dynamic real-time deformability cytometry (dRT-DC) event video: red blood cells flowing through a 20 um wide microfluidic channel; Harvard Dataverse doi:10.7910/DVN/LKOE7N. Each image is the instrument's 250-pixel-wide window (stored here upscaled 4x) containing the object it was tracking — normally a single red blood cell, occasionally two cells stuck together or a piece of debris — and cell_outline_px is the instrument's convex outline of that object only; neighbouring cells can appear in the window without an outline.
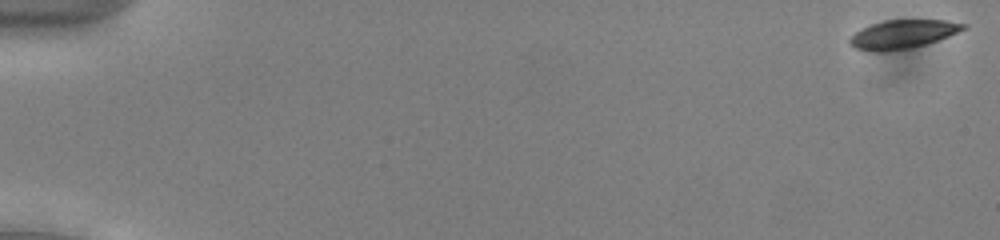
{"species": "common noctule bat (a hibernating species)", "species_latin": "Nyctalus noctula", "temperature_condition": "cold", "stored_images_in_passage": 54, "camera_frame_rate_fps": 3000, "um_per_image_px": 0.085, "animal": {"sex": "male", "body_mass_g": 13.0, "forearm_length_mm": 53.1}, "frame": {"image": 1, "passage_image": 1, "time_ms": 0.0, "image_size_px": [1000, 240], "cell_outline_px": [[964, 28], [956, 32], [936, 40], [924, 44], [904, 48], [856, 48], [848, 40], [856, 32], [872, 24], [888, 20], [944, 20], [964, 24]], "centroid_in_image_um": [76.77, 2.84], "position_along_channel_um": 8.2, "area_um2": 17.28}}
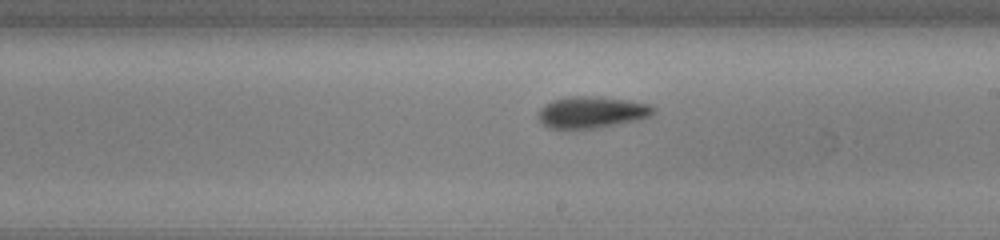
{"frame": {"image": 2, "passage_image": 32, "time_ms": 10.333, "image_size_px": [1000, 240], "cell_outline_px": [[652, 112], [648, 116], [588, 128], [552, 128], [544, 124], [540, 120], [540, 112], [548, 104], [556, 100], [620, 100], [644, 104], [652, 108]], "centroid_in_image_um": [50.23, 9.61], "position_along_channel_um": 238.8, "area_um2": 18.09}}
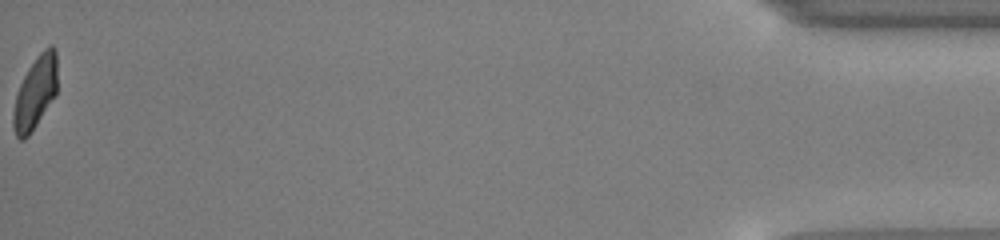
{"frame": {"image": 3, "passage_image": 54, "time_ms": 17.667, "image_size_px": [1000, 240], "cell_outline_px": [[56, 92], [36, 124], [28, 136], [24, 140], [20, 140], [16, 136], [12, 124], [12, 112], [16, 96], [20, 84], [28, 68], [40, 52], [48, 44], [52, 44], [56, 52]], "centroid_in_image_um": [2.97, 7.86], "position_along_channel_um": 432.2, "area_um2": 18.26}, "authors_computed_cell_mechanics": {"area_um2": 18.496, "velocity_mm_per_s": 3.9041, "shape_relaxation_time_tau1_ms": 7.0651, "shape_relaxation_time_tau2_ms": 1.7626, "deformation_change_tau1": 0.1531, "deformation_change_tau2": 0.0867}}